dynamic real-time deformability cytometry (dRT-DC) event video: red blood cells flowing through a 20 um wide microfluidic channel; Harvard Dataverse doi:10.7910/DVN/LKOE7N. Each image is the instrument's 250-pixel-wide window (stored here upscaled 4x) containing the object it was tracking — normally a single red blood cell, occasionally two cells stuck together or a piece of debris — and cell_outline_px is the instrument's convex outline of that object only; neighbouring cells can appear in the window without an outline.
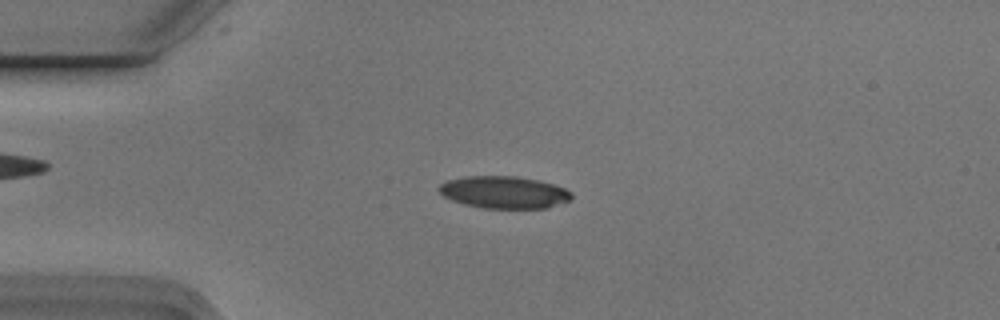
{"species": "Egyptian fruit bat (a non-hibernating species)", "species_latin": "Rousettus aegyptiacus", "temperature_condition": "cold", "stored_images_in_passage": 7, "camera_frame_rate_fps": 3000, "um_per_image_px": 0.085, "animal": {"sex": "male"}, "frame": {"image": 1, "passage_image": 3, "time_ms": 0.667, "image_size_px": [1000, 320], "cell_outline_px": [[572, 196], [568, 200], [548, 208], [484, 208], [464, 204], [452, 200], [444, 196], [436, 188], [440, 184], [448, 180], [468, 176], [516, 176], [540, 180], [564, 188], [572, 192]], "centroid_in_image_um": [42.83, 16.34], "position_along_channel_um": 42.2, "area_um2": 24.8}}
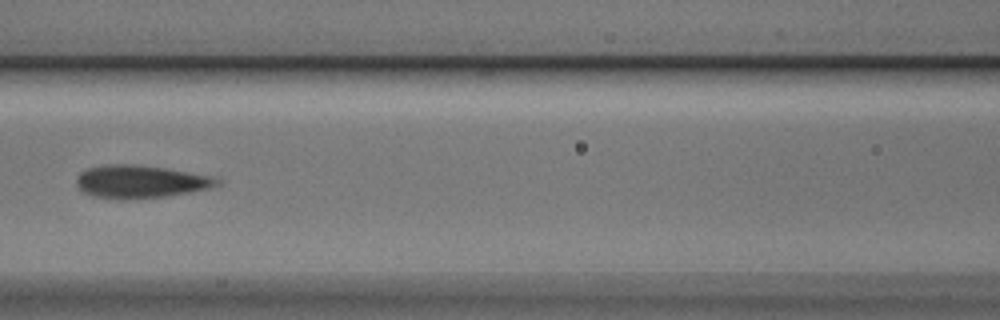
{"frame": {"image": 2, "passage_image": 6, "time_ms": 1.667, "image_size_px": [1000, 320], "cell_outline_px": [[224, 184], [212, 188], [168, 196], [92, 196], [84, 192], [76, 184], [76, 180], [80, 172], [88, 168], [108, 164], [132, 164], [164, 168], [220, 176], [224, 180]], "centroid_in_image_um": [12.12, 15.39], "position_along_channel_um": 154.5, "area_um2": 26.41}}
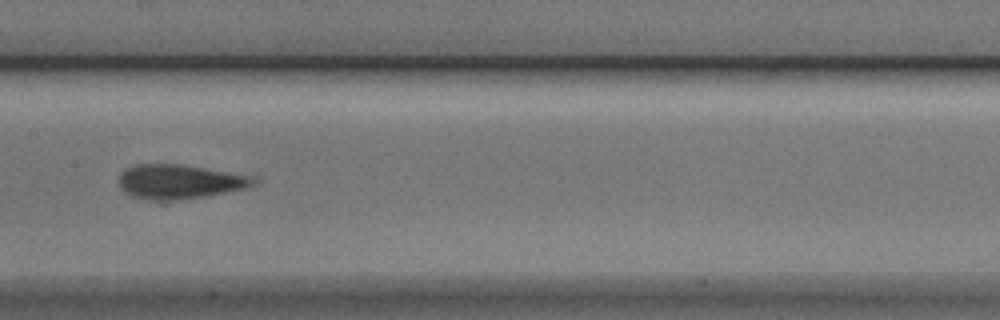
{"frame": {"image": 3, "passage_image": 7, "time_ms": 2.0, "image_size_px": [1000, 320], "cell_outline_px": [[260, 184], [256, 188], [164, 204], [160, 204], [132, 196], [124, 192], [120, 188], [116, 180], [120, 172], [136, 164], [180, 164], [260, 176]], "centroid_in_image_um": [15.4, 15.5], "position_along_channel_um": 192.0, "area_um2": 29.13}}